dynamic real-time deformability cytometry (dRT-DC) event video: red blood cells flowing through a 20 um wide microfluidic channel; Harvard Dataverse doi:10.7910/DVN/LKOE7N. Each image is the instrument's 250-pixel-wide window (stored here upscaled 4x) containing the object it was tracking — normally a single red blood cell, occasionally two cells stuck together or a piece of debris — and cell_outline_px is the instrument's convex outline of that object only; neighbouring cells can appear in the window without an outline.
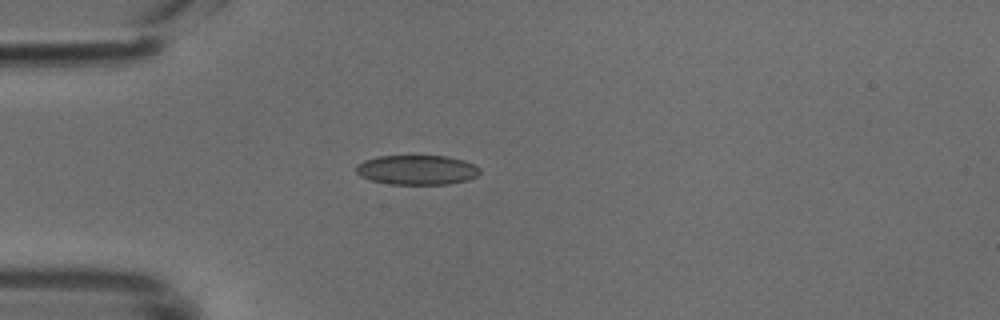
{"species": "common noctule bat (a hibernating species)", "species_latin": "Nyctalus noctula", "temperature_condition": "cold", "stored_images_in_passage": 27, "camera_frame_rate_fps": 3000, "um_per_image_px": 0.085, "animal": {"sex": "male", "body_mass_g": 18.8}, "frame": {"image": 1, "passage_image": 1, "time_ms": 0.0, "image_size_px": [1000, 320], "cell_outline_px": [[480, 172], [476, 176], [468, 180], [448, 184], [388, 184], [372, 180], [360, 176], [356, 172], [356, 164], [364, 160], [376, 156], [448, 156], [464, 160], [476, 164], [480, 168]], "centroid_in_image_um": [35.45, 14.43], "position_along_channel_um": 49.5, "area_um2": 21.56}}
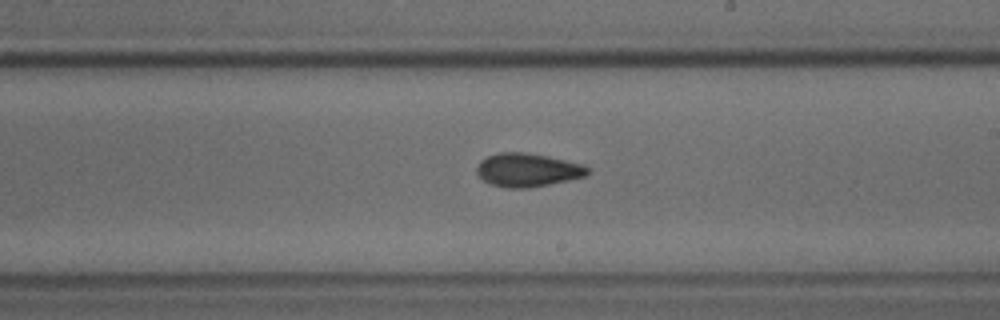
{"frame": {"image": 2, "passage_image": 16, "time_ms": 5.0, "image_size_px": [1000, 320], "cell_outline_px": [[588, 176], [528, 188], [504, 188], [488, 184], [476, 172], [476, 168], [480, 160], [488, 156], [500, 152], [524, 152], [548, 156], [584, 164], [588, 168]], "centroid_in_image_um": [44.83, 14.45], "position_along_channel_um": 244.2, "area_um2": 21.73}}
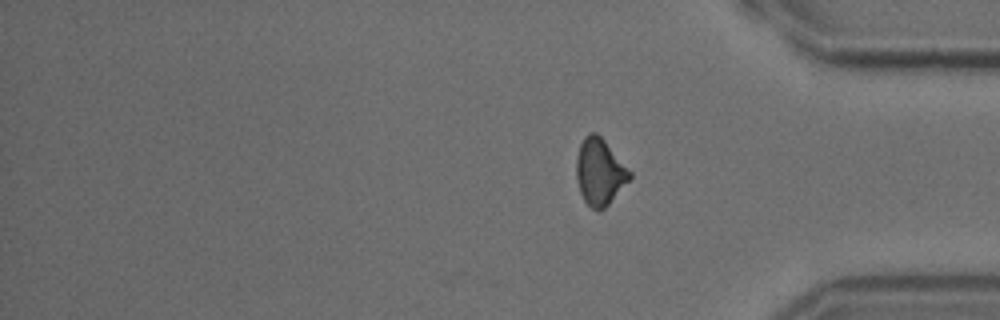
{"frame": {"image": 3, "passage_image": 27, "time_ms": 8.667, "image_size_px": [1000, 320], "cell_outline_px": [[632, 176], [608, 204], [600, 212], [592, 208], [584, 200], [580, 192], [576, 180], [576, 160], [580, 144], [584, 136], [588, 132], [596, 132], [604, 140], [632, 172]], "centroid_in_image_um": [50.95, 14.6], "position_along_channel_um": 384.2, "area_um2": 20.58}}